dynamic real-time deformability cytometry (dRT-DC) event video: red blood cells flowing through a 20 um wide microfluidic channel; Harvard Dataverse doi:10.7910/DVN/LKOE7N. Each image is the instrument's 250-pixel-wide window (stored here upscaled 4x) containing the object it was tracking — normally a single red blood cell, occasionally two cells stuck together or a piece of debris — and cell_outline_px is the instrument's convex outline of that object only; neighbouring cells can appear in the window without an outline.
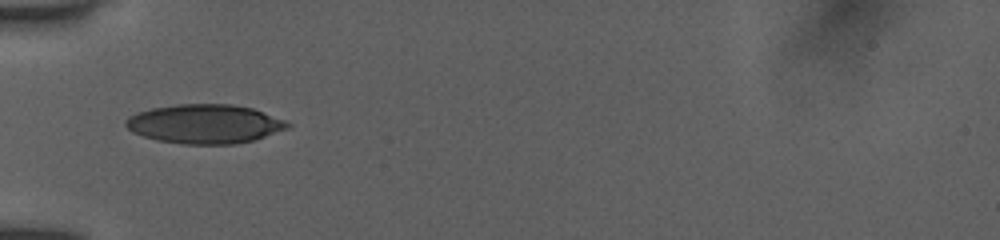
{"species": "human", "species_latin": "Homo sapiens", "temperature_condition": "room temperature", "stored_images_in_passage": 18, "camera_frame_rate_fps": 3000, "um_per_image_px": 0.085, "donor": {"sex": "female"}, "frame": {"image": 1, "passage_image": 1, "time_ms": 0.0, "image_size_px": [1000, 240], "cell_outline_px": [[292, 124], [288, 128], [252, 140], [236, 144], [184, 144], [156, 140], [132, 132], [124, 124], [124, 120], [128, 116], [136, 112], [152, 108], [176, 104], [232, 104], [252, 108], [284, 120]], "centroid_in_image_um": [17.36, 10.53], "position_along_channel_um": 67.6, "area_um2": 36.82}}
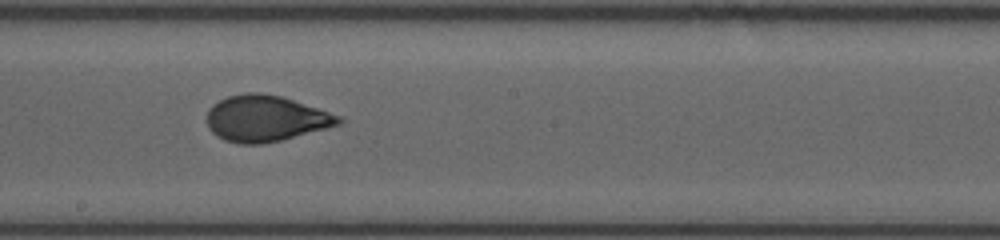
{"frame": {"image": 2, "passage_image": 7, "time_ms": 4.0, "image_size_px": [1000, 240], "cell_outline_px": [[344, 120], [340, 124], [280, 140], [260, 144], [240, 144], [224, 140], [216, 136], [208, 128], [208, 108], [212, 104], [228, 96], [244, 92], [260, 92], [280, 96], [340, 116]], "centroid_in_image_um": [22.52, 10.07], "position_along_channel_um": 225.7, "area_um2": 35.03}}
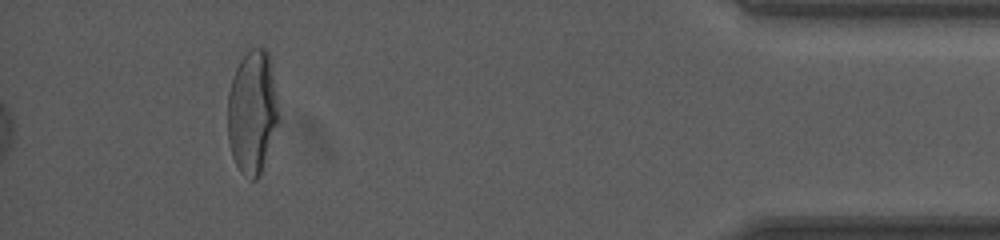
{"frame": {"image": 3, "passage_image": 16, "time_ms": 10.0, "image_size_px": [1000, 240], "cell_outline_px": [[280, 120], [260, 172], [256, 180], [252, 180], [244, 176], [240, 172], [232, 156], [228, 140], [228, 92], [236, 68], [240, 60], [252, 48], [264, 48], [268, 52], [272, 64], [280, 116]], "centroid_in_image_um": [21.46, 9.52], "position_along_channel_um": 413.7, "area_um2": 36.82}, "authors_computed_cell_mechanics": {"area_um2": 35.547, "velocity_mm_per_s": 4.0005, "shape_relaxation_time_tau1_ms": 4.447, "shape_relaxation_time_tau2_ms": null, "deformation_change_tau1": 0.1729, "deformation_change_tau2": null}}